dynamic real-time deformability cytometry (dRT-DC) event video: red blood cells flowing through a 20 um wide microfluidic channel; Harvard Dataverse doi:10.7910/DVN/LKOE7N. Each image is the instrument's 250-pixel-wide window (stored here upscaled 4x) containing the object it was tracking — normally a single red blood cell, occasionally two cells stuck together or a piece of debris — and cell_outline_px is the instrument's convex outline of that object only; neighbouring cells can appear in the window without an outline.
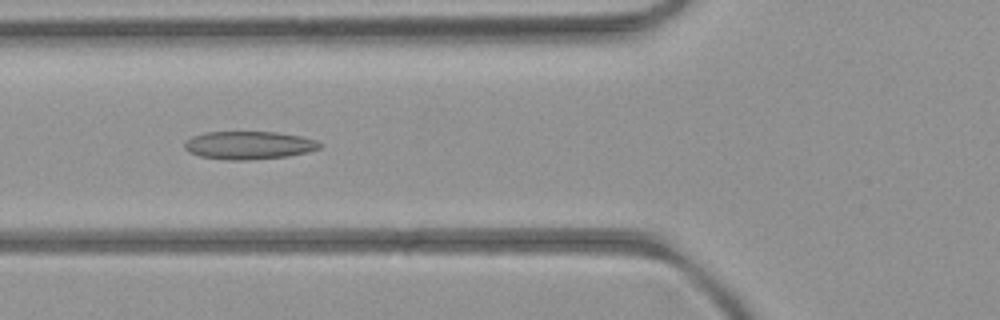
{"species": "common noctule bat (a hibernating species)", "species_latin": "Nyctalus noctula", "temperature_condition": "room temperature", "stored_images_in_passage": 7, "camera_frame_rate_fps": 3000, "um_per_image_px": 0.085, "animal": {"sex": "female", "body_mass_g": 21.9}, "frame": {"image": 1, "passage_image": 5, "time_ms": 4.333, "image_size_px": [1000, 320], "cell_outline_px": [[324, 144], [320, 148], [308, 152], [288, 156], [248, 160], [228, 160], [200, 156], [188, 152], [184, 148], [184, 140], [192, 136], [204, 132], [276, 132], [300, 136], [316, 140]], "centroid_in_image_um": [21.14, 12.34], "position_along_channel_um": 104.7, "area_um2": 22.25}}
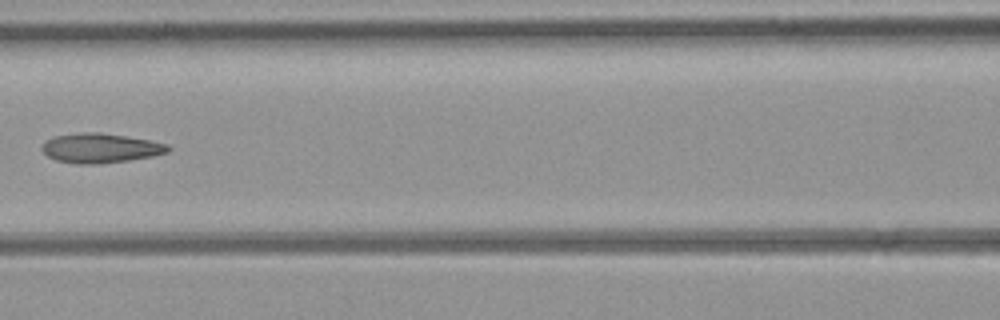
{"frame": {"image": 2, "passage_image": 6, "time_ms": 5.667, "image_size_px": [1000, 320], "cell_outline_px": [[172, 148], [168, 152], [152, 156], [128, 160], [100, 164], [76, 164], [56, 160], [48, 156], [40, 148], [44, 140], [56, 136], [84, 132], [100, 132], [148, 140], [168, 144]], "centroid_in_image_um": [8.52, 12.59], "position_along_channel_um": 158.1, "area_um2": 21.68}}
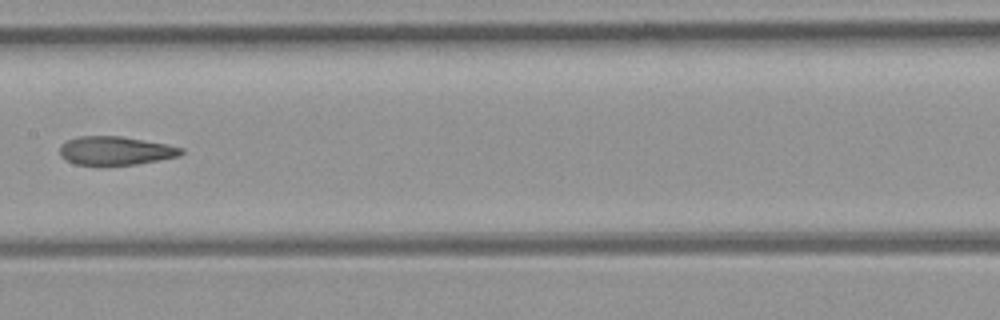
{"frame": {"image": 3, "passage_image": 7, "time_ms": 6.667, "image_size_px": [1000, 320], "cell_outline_px": [[184, 152], [180, 156], [136, 164], [100, 168], [76, 164], [60, 156], [60, 144], [68, 140], [80, 136], [120, 136], [168, 144], [184, 148]], "centroid_in_image_um": [9.81, 12.84], "position_along_channel_um": 197.6, "area_um2": 20.87}}